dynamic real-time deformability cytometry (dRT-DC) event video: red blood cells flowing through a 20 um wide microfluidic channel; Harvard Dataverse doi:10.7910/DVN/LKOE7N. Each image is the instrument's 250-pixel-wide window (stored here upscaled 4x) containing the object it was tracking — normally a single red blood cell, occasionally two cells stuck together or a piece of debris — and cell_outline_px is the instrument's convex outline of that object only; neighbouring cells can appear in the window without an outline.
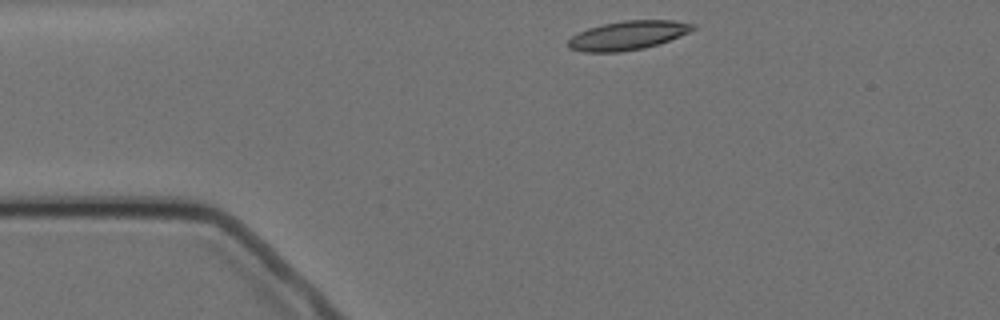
{"species": "Egyptian fruit bat (a non-hibernating species)", "species_latin": "Rousettus aegyptiacus", "temperature_condition": "cold", "stored_images_in_passage": 7, "camera_frame_rate_fps": 3000, "um_per_image_px": 0.085, "animal": {"sex": "female"}, "frame": {"image": 1, "passage_image": 1, "time_ms": 0.0, "image_size_px": [1000, 320], "cell_outline_px": [[696, 28], [680, 36], [644, 48], [620, 52], [584, 52], [568, 48], [568, 40], [572, 36], [588, 28], [604, 24], [624, 20], [672, 20], [696, 24]], "centroid_in_image_um": [53.36, 3.0], "position_along_channel_um": 31.6, "area_um2": 20.87}}
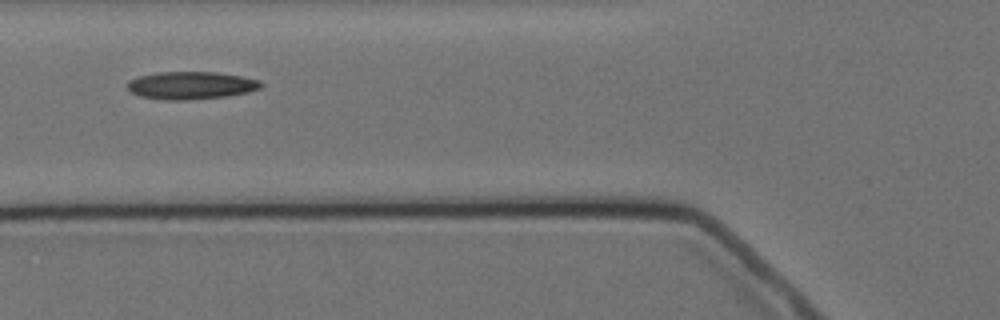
{"frame": {"image": 2, "passage_image": 4, "time_ms": 3.333, "image_size_px": [1000, 320], "cell_outline_px": [[264, 84], [260, 88], [248, 92], [224, 96], [188, 100], [164, 100], [140, 96], [132, 92], [128, 88], [128, 80], [140, 76], [156, 72], [216, 72], [240, 76], [260, 80]], "centroid_in_image_um": [16.24, 7.25], "position_along_channel_um": 109.6, "area_um2": 21.44}}
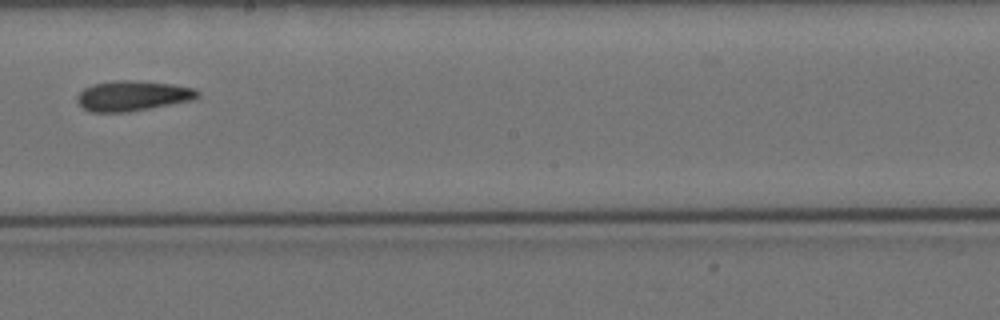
{"frame": {"image": 3, "passage_image": 7, "time_ms": 7.0, "image_size_px": [1000, 320], "cell_outline_px": [[200, 96], [192, 100], [128, 112], [92, 112], [84, 108], [76, 100], [76, 96], [84, 88], [92, 84], [116, 80], [132, 80], [172, 84], [192, 88], [200, 92]], "centroid_in_image_um": [11.25, 8.14], "position_along_channel_um": 236.9, "area_um2": 21.1}}